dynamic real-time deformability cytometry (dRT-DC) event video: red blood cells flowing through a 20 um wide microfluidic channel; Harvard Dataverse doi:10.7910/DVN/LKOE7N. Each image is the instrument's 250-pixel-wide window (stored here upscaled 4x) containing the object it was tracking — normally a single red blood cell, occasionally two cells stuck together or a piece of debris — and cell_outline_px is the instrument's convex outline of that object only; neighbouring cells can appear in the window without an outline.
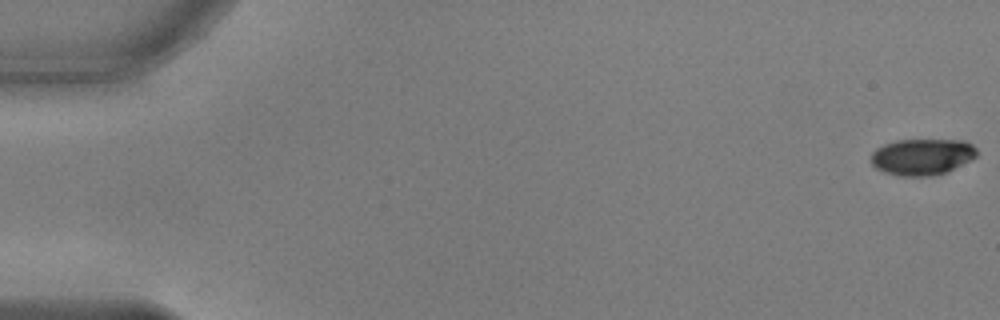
{"species": "common noctule bat (a hibernating species)", "species_latin": "Nyctalus noctula", "temperature_condition": "warm", "stored_images_in_passage": 32, "camera_frame_rate_fps": 3000, "um_per_image_px": 0.085, "animal": {"sex": "male", "body_mass_g": 17.9, "forearm_length_mm": 54.2}, "frame": {"image": 1, "passage_image": 1, "time_ms": 0.0, "image_size_px": [1000, 320], "cell_outline_px": [[976, 156], [972, 160], [948, 172], [932, 176], [900, 176], [884, 172], [876, 168], [872, 164], [872, 152], [876, 148], [884, 144], [896, 140], [964, 140], [972, 144], [976, 148]], "centroid_in_image_um": [78.4, 13.33], "position_along_channel_um": 6.6, "area_um2": 22.6}}
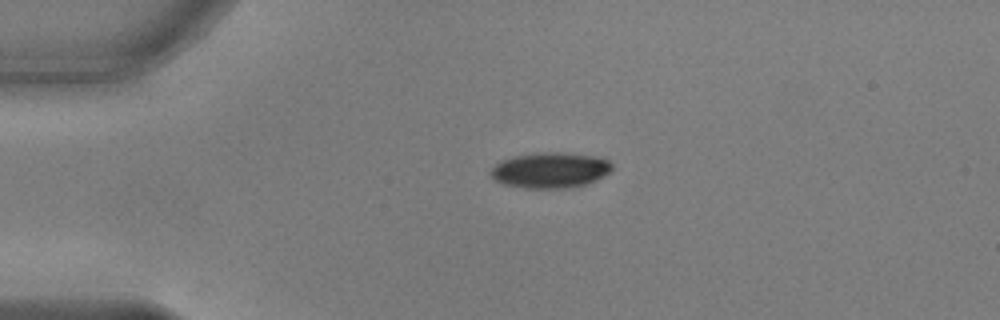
{"frame": {"image": 2, "passage_image": 13, "time_ms": 4.0, "image_size_px": [1000, 320], "cell_outline_px": [[612, 168], [604, 176], [588, 184], [568, 188], [524, 188], [504, 184], [496, 180], [488, 172], [500, 160], [516, 156], [540, 152], [560, 152], [592, 156], [608, 160], [612, 164]], "centroid_in_image_um": [46.76, 14.47], "position_along_channel_um": 38.2, "area_um2": 25.09}}